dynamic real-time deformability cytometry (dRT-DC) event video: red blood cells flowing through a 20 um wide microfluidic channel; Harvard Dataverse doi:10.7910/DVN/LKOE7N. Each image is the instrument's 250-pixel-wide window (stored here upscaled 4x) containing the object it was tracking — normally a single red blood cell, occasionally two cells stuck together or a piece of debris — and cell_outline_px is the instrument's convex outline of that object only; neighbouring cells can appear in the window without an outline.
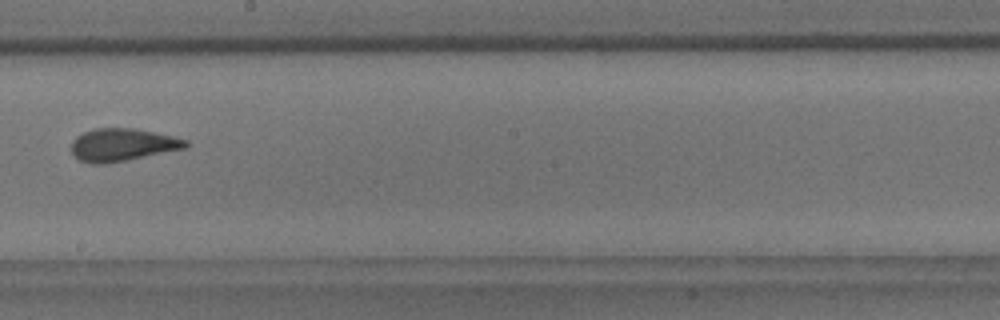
{"species": "common noctule bat (a hibernating species)", "species_latin": "Nyctalus noctula", "temperature_condition": "room temperature", "stored_images_in_passage": 11, "camera_frame_rate_fps": 3000, "um_per_image_px": 0.085, "animal": {"sex": "male", "body_mass_g": 18.8}, "frame": {"image": 1, "passage_image": 5, "time_ms": 4.667, "image_size_px": [1000, 320], "cell_outline_px": [[192, 144], [188, 148], [104, 164], [92, 164], [80, 160], [72, 152], [72, 140], [76, 136], [84, 132], [96, 128], [132, 128], [172, 136], [188, 140]], "centroid_in_image_um": [10.44, 12.31], "position_along_channel_um": 237.8, "area_um2": 21.68}}
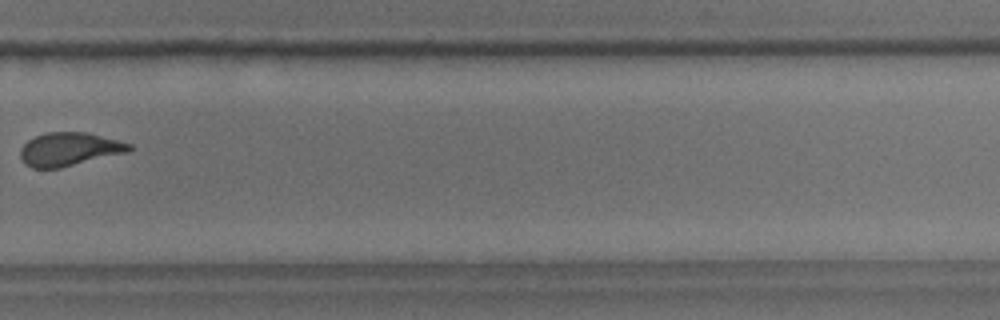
{"frame": {"image": 2, "passage_image": 7, "time_ms": 7.0, "image_size_px": [1000, 320], "cell_outline_px": [[132, 148], [128, 152], [60, 168], [32, 168], [24, 164], [20, 156], [20, 148], [28, 140], [36, 136], [48, 132], [84, 132], [132, 144]], "centroid_in_image_um": [5.85, 12.69], "position_along_channel_um": 323.9, "area_um2": 21.04}, "authors_computed_cell_mechanics": {"area_um2": 21.675, "velocity_mm_per_s": 3.711, "shape_relaxation_time_tau1_ms": 5.7602, "shape_relaxation_time_tau2_ms": 1.2046, "deformation_change_tau1": 0.1721, "deformation_change_tau2": 0.0536}}